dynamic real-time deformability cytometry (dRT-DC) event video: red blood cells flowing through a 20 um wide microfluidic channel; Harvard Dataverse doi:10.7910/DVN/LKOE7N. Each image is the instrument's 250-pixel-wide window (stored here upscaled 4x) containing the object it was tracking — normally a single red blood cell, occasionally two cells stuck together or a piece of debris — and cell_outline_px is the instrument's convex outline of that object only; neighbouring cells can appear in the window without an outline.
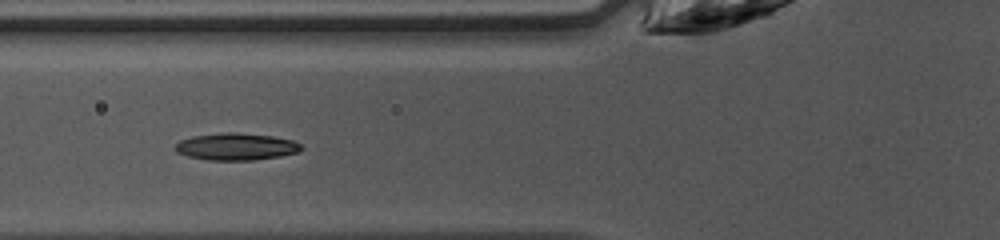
{"species": "common noctule bat (a hibernating species)", "species_latin": "Nyctalus noctula", "temperature_condition": "warm", "stored_images_in_passage": 32, "camera_frame_rate_fps": 3000, "um_per_image_px": 0.085, "animal": {"sex": "female", "body_mass_g": 10.0, "forearm_length_mm": 53.1}, "frame": {"image": 1, "passage_image": 3, "time_ms": 0.667, "image_size_px": [1000, 240], "cell_outline_px": [[304, 148], [300, 152], [280, 156], [256, 160], [208, 160], [188, 156], [176, 152], [176, 144], [180, 140], [192, 136], [224, 132], [236, 132], [272, 136], [292, 140], [300, 144]], "centroid_in_image_um": [20.1, 12.46], "position_along_channel_um": 105.7, "area_um2": 19.94}}
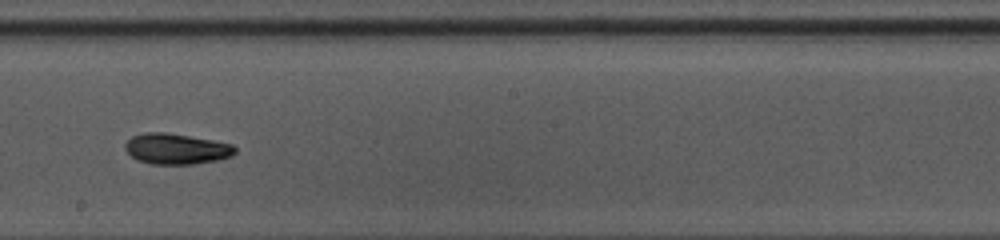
{"frame": {"image": 2, "passage_image": 12, "time_ms": 3.667, "image_size_px": [1000, 240], "cell_outline_px": [[236, 152], [232, 156], [216, 160], [192, 164], [152, 164], [136, 160], [124, 148], [124, 144], [132, 136], [144, 132], [168, 132], [212, 140], [232, 144], [236, 148]], "centroid_in_image_um": [14.97, 12.64], "position_along_channel_um": 233.2, "area_um2": 19.71}}
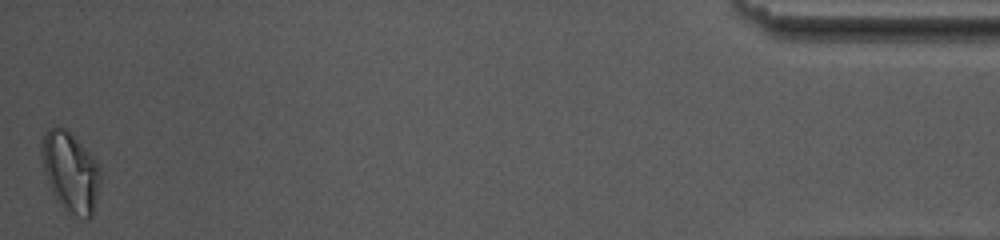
{"frame": {"image": 3, "passage_image": 32, "time_ms": 10.333, "image_size_px": [1000, 240], "cell_outline_px": [[100, 184], [92, 216], [88, 220], [64, 212], [52, 192], [48, 184], [44, 172], [40, 156], [40, 148], [44, 132], [48, 128], [64, 124], [68, 128], [96, 160], [100, 168]], "centroid_in_image_um": [5.97, 14.58], "position_along_channel_um": 429.2, "area_um2": 28.26}}